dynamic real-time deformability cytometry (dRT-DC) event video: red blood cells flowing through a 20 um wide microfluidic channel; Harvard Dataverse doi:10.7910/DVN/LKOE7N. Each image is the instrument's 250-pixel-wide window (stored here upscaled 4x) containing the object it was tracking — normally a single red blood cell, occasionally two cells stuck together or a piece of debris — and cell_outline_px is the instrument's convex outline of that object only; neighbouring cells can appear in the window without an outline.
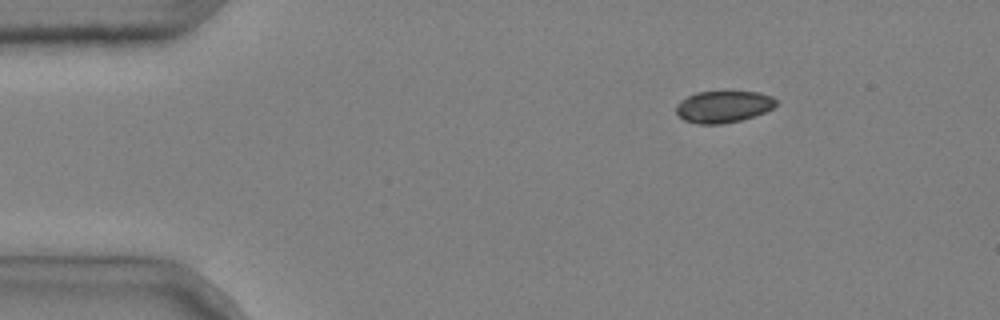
{"species": "common noctule bat (a hibernating species)", "species_latin": "Nyctalus noctula", "temperature_condition": "cold", "stored_images_in_passage": 4, "camera_frame_rate_fps": 3000, "um_per_image_px": 0.085, "animal": {"sex": "male", "body_mass_g": 20.4}, "frame": {"image": 1, "passage_image": 1, "time_ms": 0.0, "image_size_px": [1000, 320], "cell_outline_px": [[776, 104], [772, 108], [764, 112], [740, 120], [720, 124], [700, 124], [684, 120], [676, 112], [676, 104], [680, 100], [696, 92], [760, 92], [772, 96], [776, 100]], "centroid_in_image_um": [61.46, 9.06], "position_along_channel_um": 23.5, "area_um2": 18.32}}
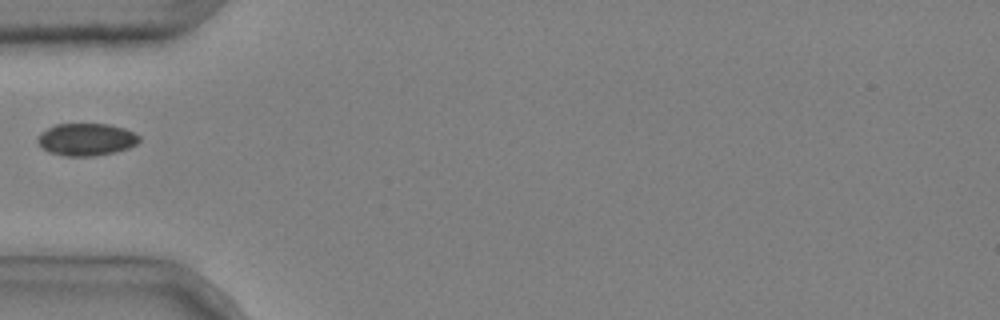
{"frame": {"image": 2, "passage_image": 4, "time_ms": 1.0, "image_size_px": [1000, 320], "cell_outline_px": [[140, 140], [136, 144], [128, 148], [116, 152], [96, 156], [64, 156], [48, 152], [36, 140], [40, 132], [56, 124], [108, 124], [124, 128], [140, 136]], "centroid_in_image_um": [7.33, 11.86], "position_along_channel_um": 77.7, "area_um2": 19.19}}